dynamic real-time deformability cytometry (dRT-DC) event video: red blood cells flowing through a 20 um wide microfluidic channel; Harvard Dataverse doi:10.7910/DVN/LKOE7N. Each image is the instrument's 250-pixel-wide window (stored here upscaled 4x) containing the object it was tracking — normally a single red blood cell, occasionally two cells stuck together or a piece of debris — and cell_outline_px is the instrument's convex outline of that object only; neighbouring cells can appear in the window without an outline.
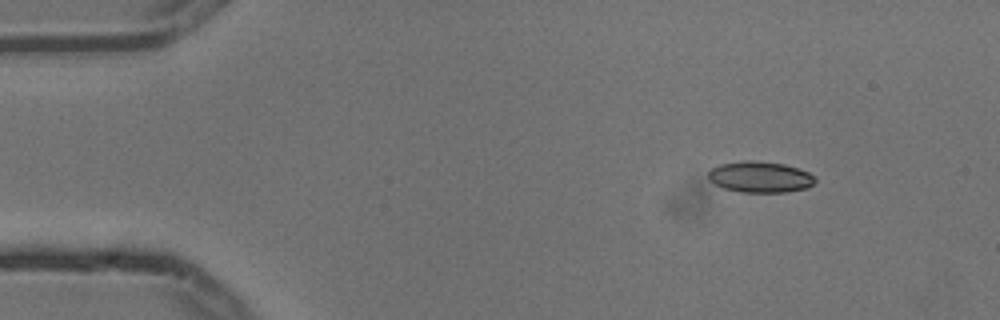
{"species": "common noctule bat (a hibernating species)", "species_latin": "Nyctalus noctula", "temperature_condition": "cold", "stored_images_in_passage": 3, "camera_frame_rate_fps": 3000, "um_per_image_px": 0.085, "animal": {"sex": "male", "body_mass_g": 13.3}, "frame": {"image": 1, "passage_image": 1, "time_ms": 0.0, "image_size_px": [1000, 320], "cell_outline_px": [[816, 180], [808, 188], [784, 192], [740, 192], [724, 188], [708, 180], [708, 172], [712, 168], [720, 164], [744, 160], [752, 160], [784, 164], [808, 172]], "centroid_in_image_um": [64.58, 15.04], "position_along_channel_um": 20.4, "area_um2": 19.25}}
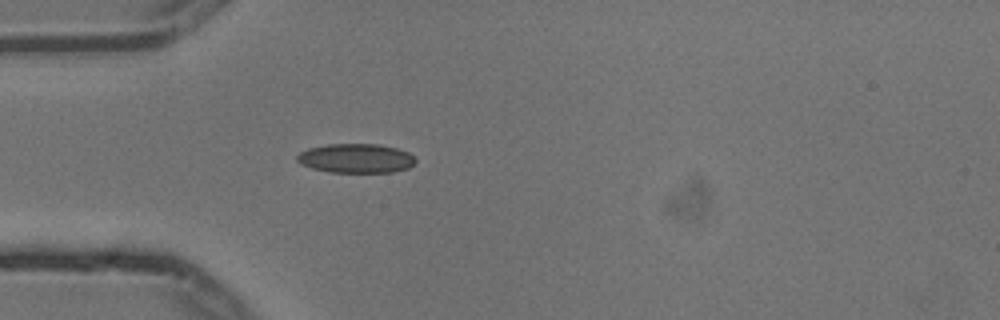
{"frame": {"image": 2, "passage_image": 3, "time_ms": 0.667, "image_size_px": [1000, 320], "cell_outline_px": [[416, 160], [408, 168], [392, 172], [328, 172], [312, 168], [300, 164], [296, 160], [296, 156], [300, 152], [308, 148], [328, 144], [380, 144], [396, 148], [408, 152]], "centroid_in_image_um": [30.22, 13.45], "position_along_channel_um": 54.8, "area_um2": 20.17}}